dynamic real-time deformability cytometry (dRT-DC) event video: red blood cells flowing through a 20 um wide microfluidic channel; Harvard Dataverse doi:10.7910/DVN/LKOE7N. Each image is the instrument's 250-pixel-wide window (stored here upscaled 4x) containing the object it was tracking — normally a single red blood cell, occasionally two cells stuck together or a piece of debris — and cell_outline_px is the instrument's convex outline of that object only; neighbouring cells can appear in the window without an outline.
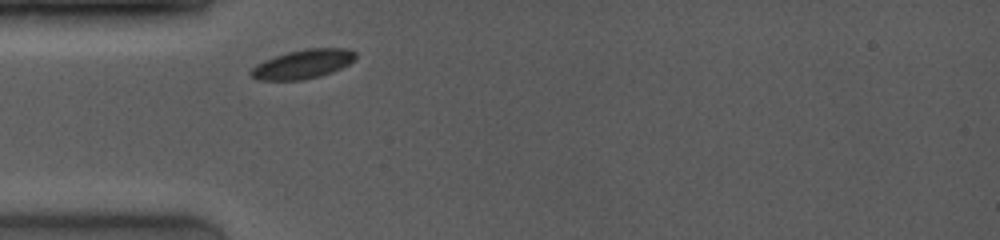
{"species": "common noctule bat (a hibernating species)", "species_latin": "Nyctalus noctula", "temperature_condition": "room temperature", "stored_images_in_passage": 3, "camera_frame_rate_fps": 4000, "um_per_image_px": 0.085, "animal": {"sex": "female", "body_mass_g": 19.0, "forearm_length_mm": 53.3}, "frame": {"image": 1, "passage_image": 1, "time_ms": 0.0, "image_size_px": [1000, 240], "cell_outline_px": [[356, 56], [348, 64], [332, 72], [320, 76], [304, 80], [256, 80], [248, 72], [256, 64], [264, 60], [288, 52], [308, 48], [348, 48], [356, 52]], "centroid_in_image_um": [25.72, 5.45], "position_along_channel_um": 59.3, "area_um2": 17.69}}